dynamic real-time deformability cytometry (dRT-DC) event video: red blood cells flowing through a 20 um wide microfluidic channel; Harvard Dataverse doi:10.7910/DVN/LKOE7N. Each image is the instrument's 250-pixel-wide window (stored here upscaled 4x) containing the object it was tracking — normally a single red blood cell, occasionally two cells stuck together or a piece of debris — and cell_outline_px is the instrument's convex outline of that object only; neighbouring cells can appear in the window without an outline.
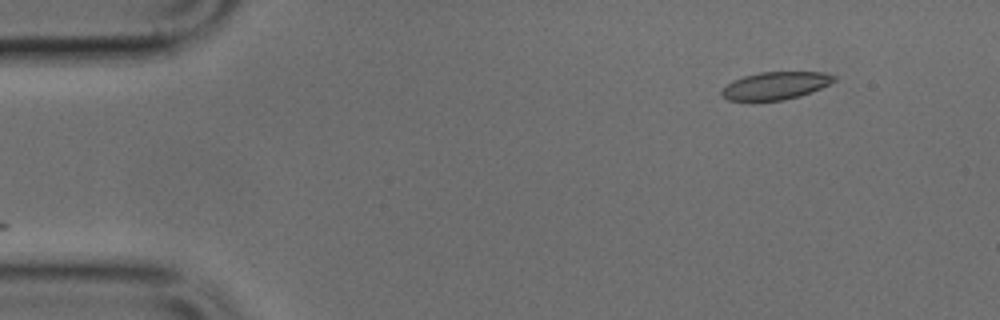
{"species": "common noctule bat (a hibernating species)", "species_latin": "Nyctalus noctula", "temperature_condition": "cold", "stored_images_in_passage": 42, "camera_frame_rate_fps": 3000, "um_per_image_px": 0.085, "animal": {"sex": "male", "body_mass_g": 17.9, "forearm_length_mm": 54.2}, "frame": {"image": 1, "passage_image": 1, "time_ms": 0.0, "image_size_px": [1000, 320], "cell_outline_px": [[836, 80], [820, 88], [800, 96], [784, 100], [728, 100], [720, 92], [732, 80], [744, 76], [760, 72], [824, 72], [836, 76]], "centroid_in_image_um": [65.93, 7.27], "position_along_channel_um": 19.1, "area_um2": 17.86}}
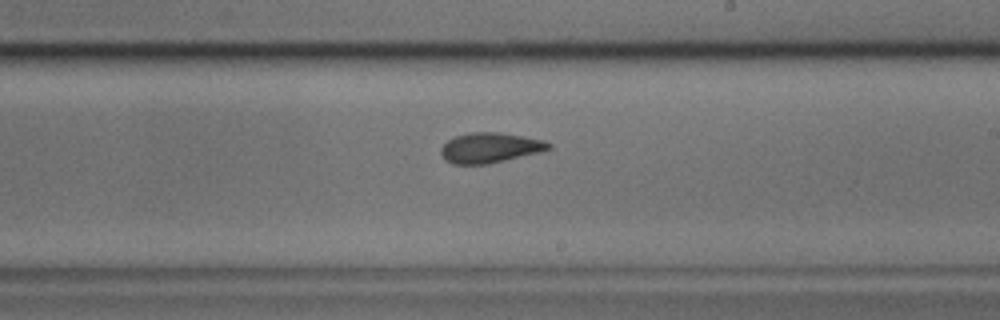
{"frame": {"image": 2, "passage_image": 24, "time_ms": 7.667, "image_size_px": [1000, 320], "cell_outline_px": [[552, 148], [540, 152], [488, 164], [452, 164], [444, 160], [440, 156], [440, 148], [448, 140], [456, 136], [468, 132], [496, 132], [524, 136], [544, 140], [552, 144]], "centroid_in_image_um": [41.63, 12.56], "position_along_channel_um": 247.4, "area_um2": 19.07}}
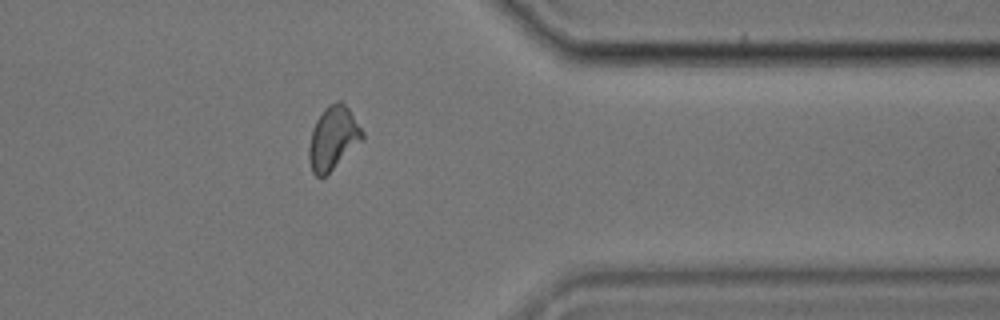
{"frame": {"image": 3, "passage_image": 35, "time_ms": 11.333, "image_size_px": [1000, 320], "cell_outline_px": [[364, 136], [324, 176], [316, 176], [312, 172], [308, 160], [308, 148], [312, 128], [316, 120], [324, 108], [328, 104], [336, 100], [340, 100], [348, 108], [364, 132]], "centroid_in_image_um": [28.26, 11.68], "position_along_channel_um": 383.1, "area_um2": 19.19}}